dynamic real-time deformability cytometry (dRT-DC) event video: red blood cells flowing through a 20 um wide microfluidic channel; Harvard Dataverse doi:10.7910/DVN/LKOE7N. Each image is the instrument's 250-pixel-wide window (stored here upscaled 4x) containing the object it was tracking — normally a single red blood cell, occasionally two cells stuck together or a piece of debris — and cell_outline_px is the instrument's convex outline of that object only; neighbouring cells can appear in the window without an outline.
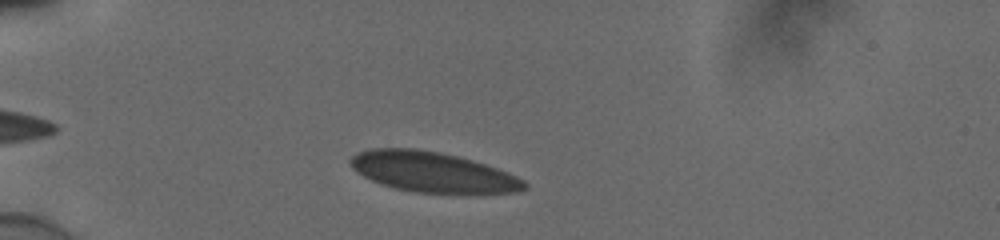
{"species": "human", "species_latin": "Homo sapiens", "temperature_condition": "cold", "stored_images_in_passage": 44, "camera_frame_rate_fps": 3000, "um_per_image_px": 0.085, "donor": {"sex": "male"}, "frame": {"image": 1, "passage_image": 6, "time_ms": 1.667, "image_size_px": [1000, 240], "cell_outline_px": [[528, 188], [516, 192], [412, 192], [380, 184], [356, 172], [348, 164], [348, 160], [356, 152], [372, 148], [416, 148], [440, 152], [456, 156], [484, 164], [496, 168], [516, 176], [524, 180], [528, 184]], "centroid_in_image_um": [36.69, 14.6], "position_along_channel_um": 48.3, "area_um2": 40.4}}
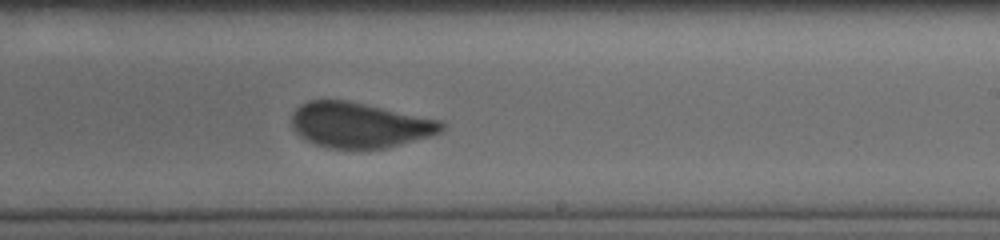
{"frame": {"image": 2, "passage_image": 25, "time_ms": 8.0, "image_size_px": [1000, 240], "cell_outline_px": [[444, 128], [440, 132], [432, 136], [388, 148], [360, 152], [328, 148], [316, 144], [300, 136], [296, 132], [292, 124], [292, 112], [300, 104], [308, 100], [348, 100], [444, 120]], "centroid_in_image_um": [30.6, 10.66], "position_along_channel_um": 258.4, "area_um2": 40.75}}
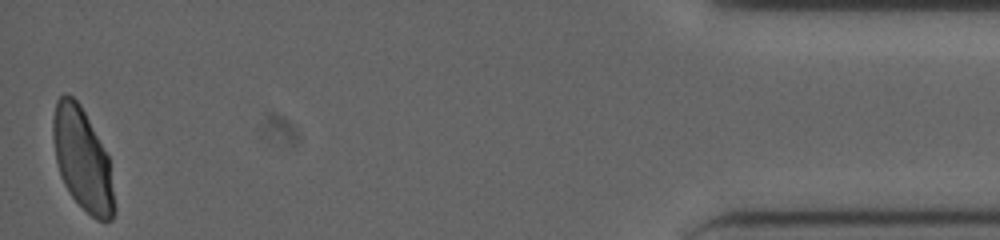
{"frame": {"image": 3, "passage_image": 44, "time_ms": 14.333, "image_size_px": [1000, 240], "cell_outline_px": [[116, 212], [112, 220], [96, 220], [72, 196], [64, 184], [60, 176], [56, 160], [52, 136], [52, 120], [56, 100], [64, 92], [72, 96], [80, 104], [108, 156], [116, 208]], "centroid_in_image_um": [6.99, 13.54], "position_along_channel_um": 428.2, "area_um2": 36.3}}